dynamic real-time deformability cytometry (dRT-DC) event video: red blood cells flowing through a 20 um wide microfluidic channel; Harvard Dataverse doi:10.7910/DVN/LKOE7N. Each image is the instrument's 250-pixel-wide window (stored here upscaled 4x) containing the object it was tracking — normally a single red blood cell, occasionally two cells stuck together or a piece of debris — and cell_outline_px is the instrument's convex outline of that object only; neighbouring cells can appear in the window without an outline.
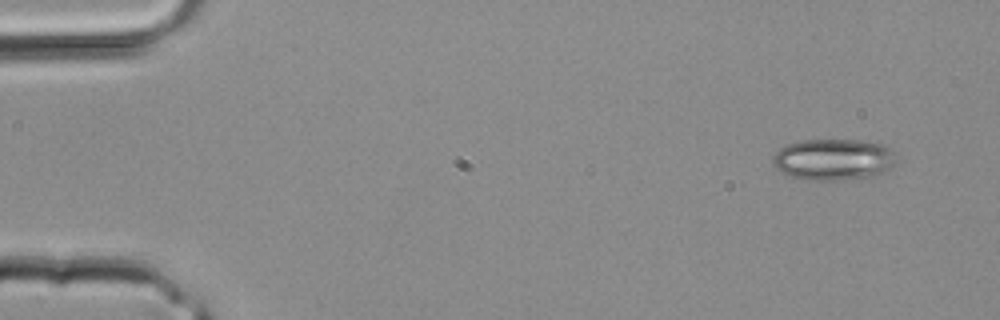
{"species": "common noctule bat (a hibernating species)", "species_latin": "Nyctalus noctula", "temperature_condition": "room temperature", "stored_images_in_passage": 3, "camera_frame_rate_fps": 3000, "um_per_image_px": 0.085, "animal": {"sex": "male", "body_mass_g": 20.4}, "frame": {"image": 1, "passage_image": 3, "time_ms": 0.667, "image_size_px": [1000, 320], "cell_outline_px": [[896, 164], [876, 176], [836, 180], [804, 180], [788, 176], [776, 168], [772, 164], [772, 156], [784, 144], [800, 140], [860, 140], [884, 144], [896, 152]], "centroid_in_image_um": [70.84, 13.55], "position_along_channel_um": 14.2, "area_um2": 30.35}}